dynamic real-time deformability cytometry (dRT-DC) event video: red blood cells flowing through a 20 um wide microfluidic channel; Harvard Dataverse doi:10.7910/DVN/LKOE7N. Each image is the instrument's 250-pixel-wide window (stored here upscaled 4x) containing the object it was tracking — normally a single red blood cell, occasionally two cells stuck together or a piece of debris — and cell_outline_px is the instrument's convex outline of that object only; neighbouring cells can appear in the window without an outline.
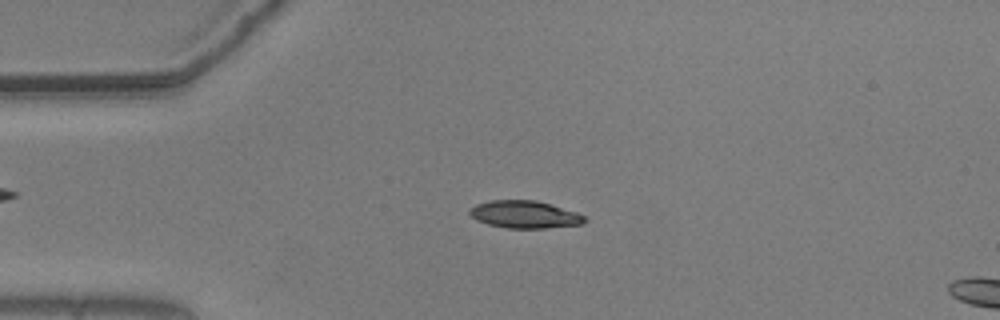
{"species": "common noctule bat (a hibernating species)", "species_latin": "Nyctalus noctula", "temperature_condition": "warm", "stored_images_in_passage": 16, "camera_frame_rate_fps": 3000, "um_per_image_px": 0.085, "animal": {"sex": "male", "body_mass_g": 20.5, "forearm_length_mm": 52.5}, "frame": {"image": 1, "passage_image": 12, "time_ms": 3.667, "image_size_px": [1000, 320], "cell_outline_px": [[588, 220], [580, 224], [544, 228], [508, 228], [488, 224], [476, 220], [468, 212], [476, 204], [492, 200], [536, 200], [576, 212], [584, 216]], "centroid_in_image_um": [44.59, 18.23], "position_along_channel_um": 40.4, "area_um2": 18.15}}